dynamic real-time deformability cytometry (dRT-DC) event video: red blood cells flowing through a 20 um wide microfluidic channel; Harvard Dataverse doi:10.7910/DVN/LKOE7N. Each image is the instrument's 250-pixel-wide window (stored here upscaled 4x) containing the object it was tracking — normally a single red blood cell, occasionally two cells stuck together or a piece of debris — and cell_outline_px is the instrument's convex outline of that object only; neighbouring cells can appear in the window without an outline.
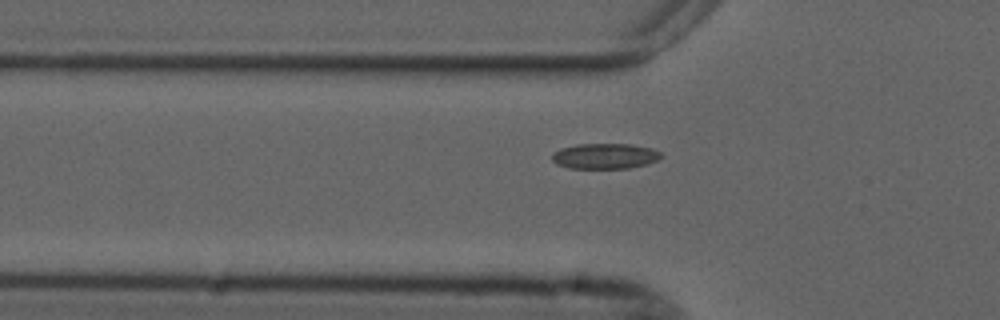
{"species": "common noctule bat (a hibernating species)", "species_latin": "Nyctalus noctula", "temperature_condition": "cold", "stored_images_in_passage": 35, "camera_frame_rate_fps": 3000, "um_per_image_px": 0.085, "animal": {"sex": "male", "forearm_length_mm": 52.5}, "frame": {"image": 1, "passage_image": 5, "time_ms": 1.333, "image_size_px": [1000, 320], "cell_outline_px": [[664, 156], [648, 164], [628, 168], [568, 168], [556, 164], [552, 160], [552, 156], [560, 148], [576, 144], [628, 144], [652, 148], [660, 152]], "centroid_in_image_um": [51.43, 13.27], "position_along_channel_um": 74.4, "area_um2": 16.18}}
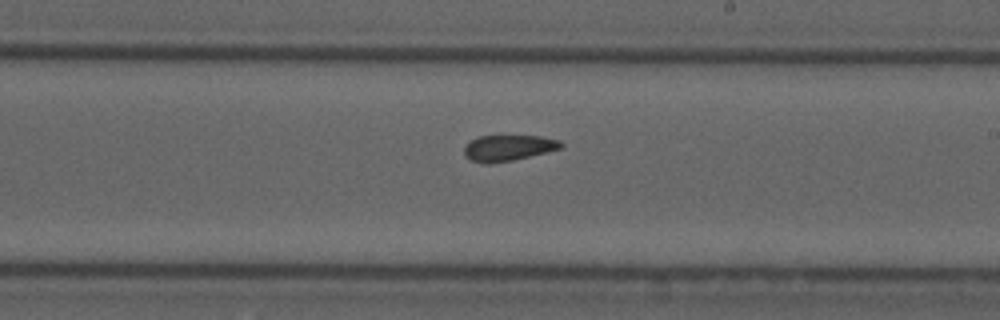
{"frame": {"image": 2, "passage_image": 19, "time_ms": 6.0, "image_size_px": [1000, 320], "cell_outline_px": [[564, 148], [512, 160], [488, 164], [484, 164], [472, 160], [464, 156], [464, 148], [472, 140], [480, 136], [540, 136], [560, 140], [564, 144]], "centroid_in_image_um": [43.24, 12.57], "position_along_channel_um": 245.8, "area_um2": 14.57}}
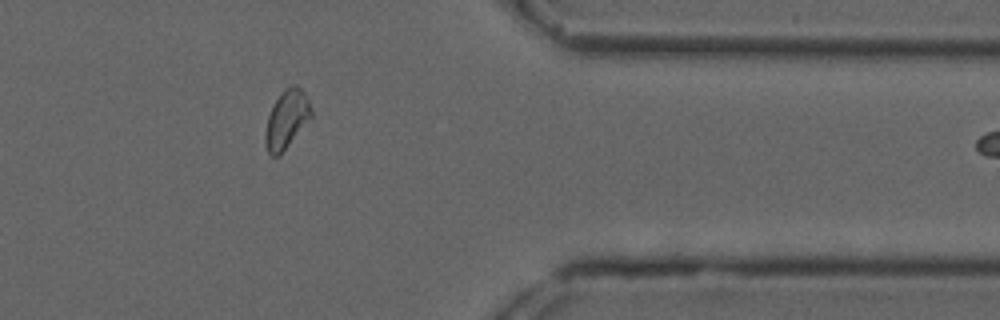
{"frame": {"image": 3, "passage_image": 32, "time_ms": 10.333, "image_size_px": [1000, 320], "cell_outline_px": [[312, 116], [280, 156], [272, 156], [268, 152], [264, 144], [264, 132], [268, 116], [272, 104], [292, 84], [296, 84], [304, 92], [312, 108]], "centroid_in_image_um": [24.34, 10.18], "position_along_channel_um": 387.1, "area_um2": 15.55}}